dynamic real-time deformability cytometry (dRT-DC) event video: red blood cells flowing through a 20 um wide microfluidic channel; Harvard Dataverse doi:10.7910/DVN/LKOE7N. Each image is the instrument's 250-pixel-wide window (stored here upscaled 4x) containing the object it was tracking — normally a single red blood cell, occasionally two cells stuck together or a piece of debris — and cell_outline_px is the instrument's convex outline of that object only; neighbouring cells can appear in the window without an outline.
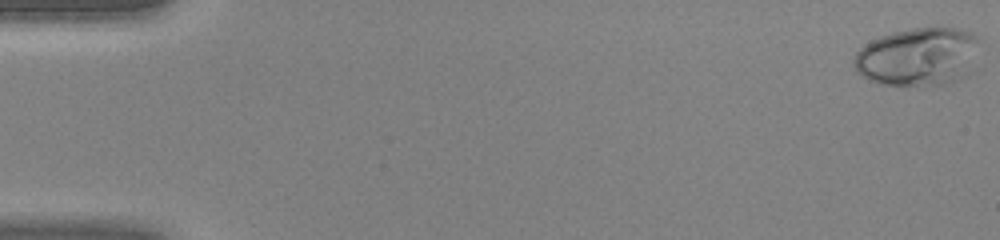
{"species": "human", "species_latin": "Homo sapiens", "temperature_condition": "warm", "stored_images_in_passage": 46, "camera_frame_rate_fps": 3000, "um_per_image_px": 0.085, "donor": {"sex": "female"}, "frame": {"image": 1, "passage_image": 1, "time_ms": 0.0, "image_size_px": [1000, 240], "cell_outline_px": [[984, 40], [968, 76], [944, 84], [880, 84], [868, 80], [856, 72], [852, 64], [852, 60], [856, 52], [864, 44], [880, 36], [892, 32], [912, 28], [940, 24], [960, 28], [972, 32], [980, 36]], "centroid_in_image_um": [78.11, 4.75], "position_along_channel_um": 6.9, "area_um2": 44.1}}
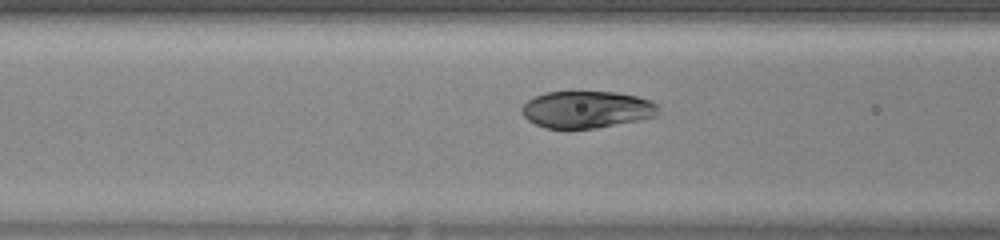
{"frame": {"image": 2, "passage_image": 19, "time_ms": 6.0, "image_size_px": [1000, 240], "cell_outline_px": [[660, 112], [656, 116], [640, 120], [596, 128], [544, 128], [528, 120], [520, 112], [520, 108], [528, 100], [544, 92], [616, 92], [636, 96], [652, 100], [660, 104]], "centroid_in_image_um": [49.91, 9.3], "position_along_channel_um": 116.7, "area_um2": 29.71}}
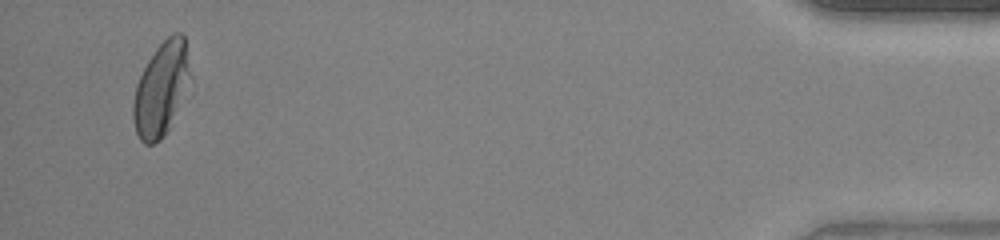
{"frame": {"image": 3, "passage_image": 44, "time_ms": 14.333, "image_size_px": [1000, 240], "cell_outline_px": [[192, 76], [168, 128], [164, 136], [160, 140], [152, 144], [144, 144], [140, 140], [136, 132], [132, 120], [132, 104], [136, 84], [148, 60], [156, 48], [172, 32], [180, 32], [184, 36]], "centroid_in_image_um": [13.68, 7.55], "position_along_channel_um": 421.5, "area_um2": 30.92}}